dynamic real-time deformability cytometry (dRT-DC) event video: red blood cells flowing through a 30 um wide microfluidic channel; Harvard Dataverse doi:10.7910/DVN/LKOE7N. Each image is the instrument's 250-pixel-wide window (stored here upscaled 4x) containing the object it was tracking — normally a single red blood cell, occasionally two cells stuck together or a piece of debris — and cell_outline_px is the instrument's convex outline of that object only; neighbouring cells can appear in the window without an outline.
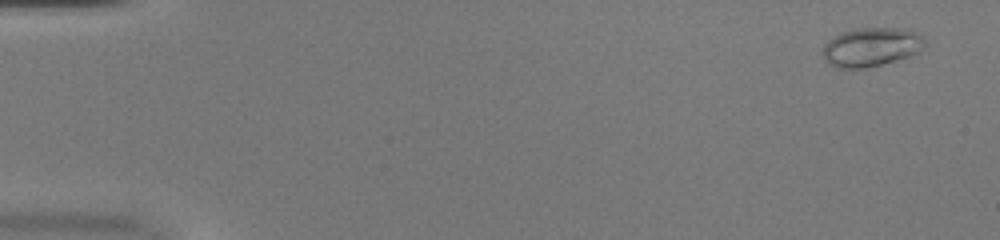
{"species": "common noctule bat (a hibernating species)", "species_latin": "Nyctalus noctula", "temperature_condition": "warm", "stored_images_in_passage": 53, "camera_frame_rate_fps": 3000, "um_per_image_px": 0.085, "animal": {"sex": "female", "body_mass_g": 20.0, "forearm_length_mm": 54.0}, "frame": {"image": 1, "passage_image": 3, "time_ms": 0.667, "image_size_px": [1000, 240], "cell_outline_px": [[924, 48], [908, 56], [896, 60], [868, 68], [836, 68], [824, 60], [820, 52], [824, 44], [828, 40], [844, 32], [856, 28], [908, 28], [916, 32], [924, 40]], "centroid_in_image_um": [74.01, 4.0], "position_along_channel_um": 11.0, "area_um2": 23.18}}
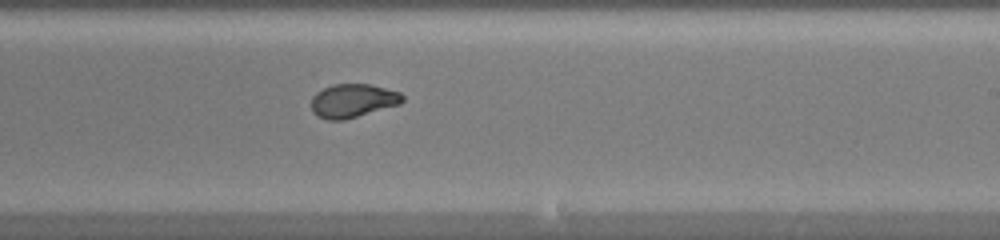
{"frame": {"image": 2, "passage_image": 33, "time_ms": 10.667, "image_size_px": [1000, 240], "cell_outline_px": [[404, 100], [400, 104], [344, 120], [328, 120], [316, 116], [312, 112], [312, 96], [316, 92], [332, 84], [372, 84], [400, 92], [404, 96]], "centroid_in_image_um": [29.99, 8.56], "position_along_channel_um": 259.0, "area_um2": 17.98}}
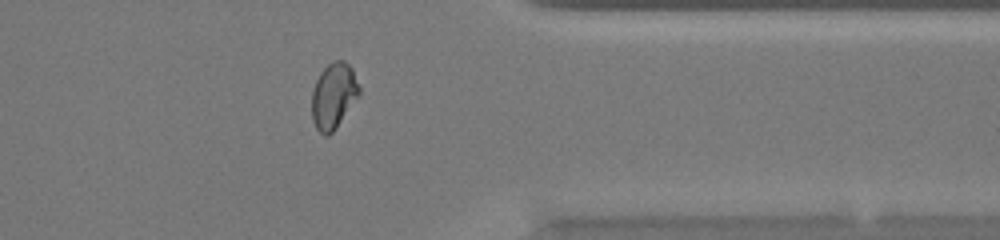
{"frame": {"image": 3, "passage_image": 43, "time_ms": 14.0, "image_size_px": [1000, 240], "cell_outline_px": [[360, 96], [336, 128], [328, 136], [324, 136], [316, 128], [312, 120], [312, 92], [316, 80], [320, 72], [332, 60], [344, 60], [352, 68], [360, 88]], "centroid_in_image_um": [28.37, 8.14], "position_along_channel_um": 383.0, "area_um2": 18.38}, "authors_computed_cell_mechanics": {"area_um2": 19.1318, "velocity_mm_per_s": 3.9771, "shape_relaxation_time_tau1_ms": null, "shape_relaxation_time_tau2_ms": 0.8753, "deformation_change_tau1": null, "deformation_change_tau2": 0.0474}}